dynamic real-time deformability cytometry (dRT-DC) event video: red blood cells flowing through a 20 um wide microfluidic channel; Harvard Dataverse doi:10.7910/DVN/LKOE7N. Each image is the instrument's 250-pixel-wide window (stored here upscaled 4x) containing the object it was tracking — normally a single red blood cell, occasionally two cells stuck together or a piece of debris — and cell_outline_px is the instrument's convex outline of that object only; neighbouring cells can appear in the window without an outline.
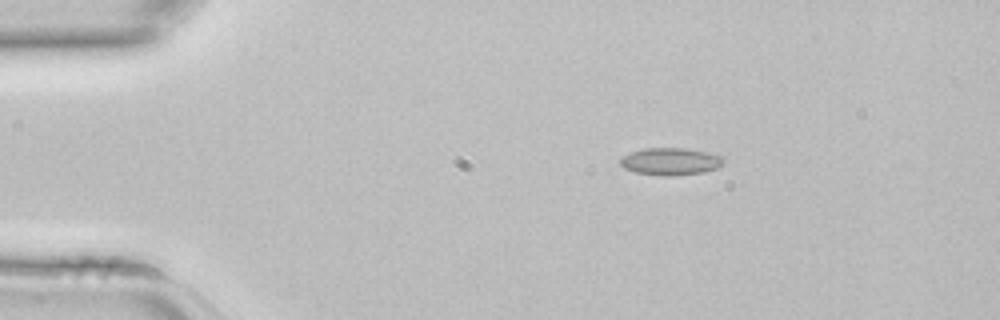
{"species": "common noctule bat (a hibernating species)", "species_latin": "Nyctalus noctula", "temperature_condition": "room temperature", "stored_images_in_passage": 3, "camera_frame_rate_fps": 3000, "um_per_image_px": 0.085, "animal": {"sex": "female", "body_mass_g": 22.7, "forearm_length_mm": 54.2}, "frame": {"image": 1, "passage_image": 2, "time_ms": 0.333, "image_size_px": [1000, 320], "cell_outline_px": [[724, 160], [716, 168], [704, 172], [672, 176], [664, 176], [636, 172], [624, 168], [620, 164], [620, 156], [644, 148], [684, 148], [724, 156]], "centroid_in_image_um": [56.96, 13.72], "position_along_channel_um": 28.0, "area_um2": 16.3}}